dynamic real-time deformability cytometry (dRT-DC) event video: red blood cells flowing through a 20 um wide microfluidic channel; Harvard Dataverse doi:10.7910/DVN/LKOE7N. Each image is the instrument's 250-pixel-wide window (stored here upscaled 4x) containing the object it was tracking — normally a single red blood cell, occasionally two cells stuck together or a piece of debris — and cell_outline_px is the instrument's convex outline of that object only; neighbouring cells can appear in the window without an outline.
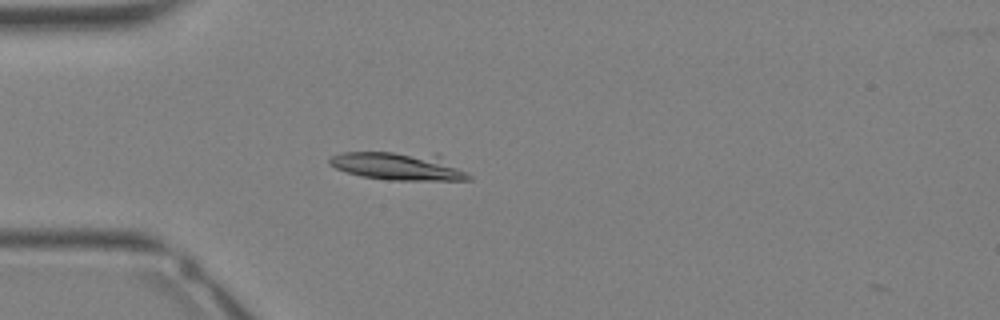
{"species": "Egyptian fruit bat (a non-hibernating species)", "species_latin": "Rousettus aegyptiacus", "temperature_condition": "warm", "stored_images_in_passage": 27, "camera_frame_rate_fps": 3000, "um_per_image_px": 0.085, "animal": {"sex": "female"}, "frame": {"image": 1, "passage_image": 2, "time_ms": 0.333, "image_size_px": [1000, 320], "cell_outline_px": [[472, 180], [388, 180], [360, 176], [336, 168], [328, 164], [328, 160], [332, 156], [340, 152], [436, 152], [468, 172], [472, 176]], "centroid_in_image_um": [33.95, 14.1], "position_along_channel_um": 51.1, "area_um2": 23.29}}
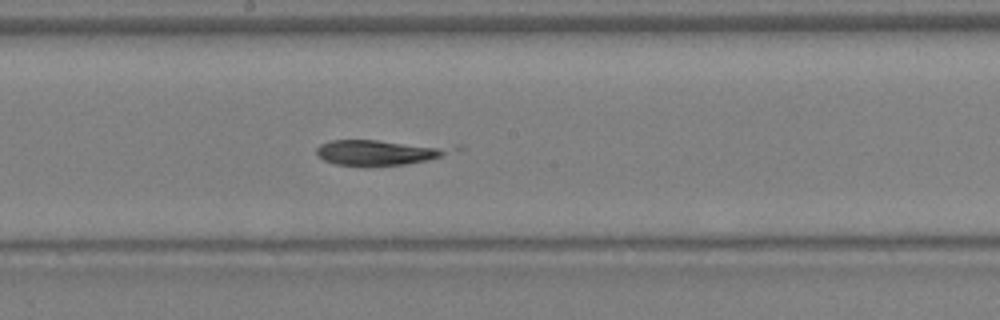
{"frame": {"image": 2, "passage_image": 11, "time_ms": 3.333, "image_size_px": [1000, 320], "cell_outline_px": [[464, 148], [428, 160], [404, 164], [336, 164], [324, 160], [316, 156], [316, 148], [320, 144], [332, 140], [376, 140], [460, 144]], "centroid_in_image_um": [32.44, 12.89], "position_along_channel_um": 215.8, "area_um2": 20.46}}
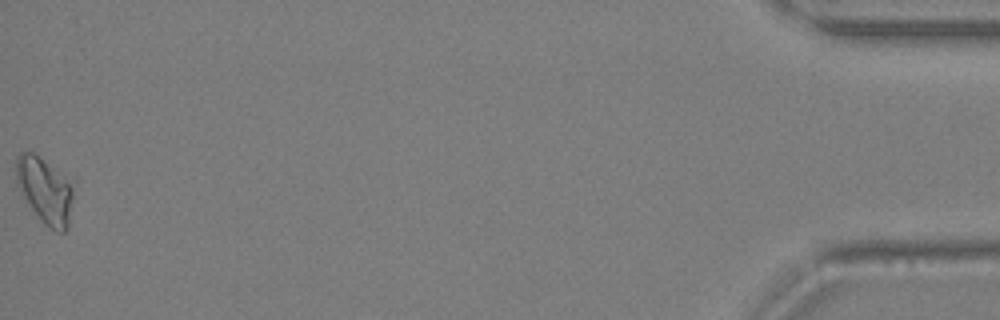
{"frame": {"image": 3, "passage_image": 27, "time_ms": 8.667, "image_size_px": [1000, 320], "cell_outline_px": [[76, 180], [68, 228], [64, 232], [56, 232], [44, 224], [28, 204], [16, 180], [16, 156], [20, 152], [32, 152]], "centroid_in_image_um": [3.9, 16.16], "position_along_channel_um": 431.3, "area_um2": 22.6}}